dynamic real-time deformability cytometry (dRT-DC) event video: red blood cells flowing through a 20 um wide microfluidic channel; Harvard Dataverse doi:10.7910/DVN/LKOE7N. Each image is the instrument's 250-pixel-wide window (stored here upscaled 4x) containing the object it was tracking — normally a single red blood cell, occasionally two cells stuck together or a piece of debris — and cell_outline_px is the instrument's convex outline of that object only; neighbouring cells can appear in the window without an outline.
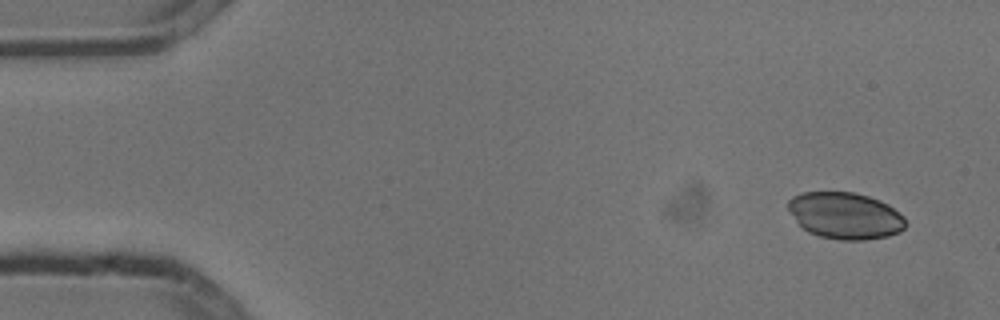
{"species": "common noctule bat (a hibernating species)", "species_latin": "Nyctalus noctula", "temperature_condition": "cold", "stored_images_in_passage": 4, "camera_frame_rate_fps": 3000, "um_per_image_px": 0.085, "animal": {"sex": "male", "body_mass_g": 13.3}, "frame": {"image": 1, "passage_image": 1, "time_ms": 0.0, "image_size_px": [1000, 320], "cell_outline_px": [[908, 224], [900, 232], [888, 236], [864, 240], [840, 240], [820, 236], [808, 232], [796, 220], [788, 208], [788, 200], [792, 196], [804, 192], [852, 192], [868, 196], [880, 200], [888, 204], [904, 216]], "centroid_in_image_um": [71.88, 18.33], "position_along_channel_um": 13.1, "area_um2": 31.96}}
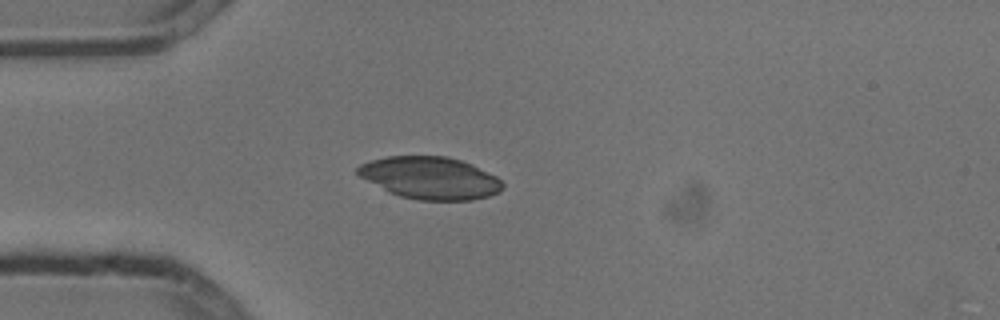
{"frame": {"image": 2, "passage_image": 4, "time_ms": 1.0, "image_size_px": [1000, 320], "cell_outline_px": [[504, 188], [500, 192], [488, 196], [472, 200], [420, 200], [400, 196], [388, 192], [360, 176], [356, 172], [356, 168], [360, 164], [372, 160], [388, 156], [448, 156], [472, 164], [496, 176], [504, 184]], "centroid_in_image_um": [36.58, 15.12], "position_along_channel_um": 48.4, "area_um2": 35.66}}